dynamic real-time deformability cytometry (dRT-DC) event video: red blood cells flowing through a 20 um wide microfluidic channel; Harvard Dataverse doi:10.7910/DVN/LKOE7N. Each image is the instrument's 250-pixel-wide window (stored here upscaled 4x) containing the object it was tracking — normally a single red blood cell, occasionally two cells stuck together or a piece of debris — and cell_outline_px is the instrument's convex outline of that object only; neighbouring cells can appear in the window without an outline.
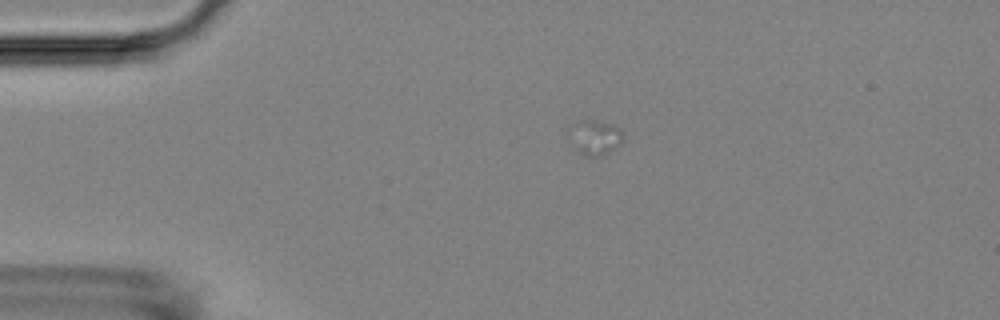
{"species": "Egyptian fruit bat (a non-hibernating species)", "species_latin": "Rousettus aegyptiacus", "temperature_condition": "room temperature", "stored_images_in_passage": 4, "camera_frame_rate_fps": 3000, "um_per_image_px": 0.085, "animal": {"sex": "female"}, "frame": {"image": 1, "passage_image": 1, "time_ms": 0.0, "image_size_px": [1000, 320], "cell_outline_px": [[624, 140], [620, 144], [608, 152], [596, 156], [588, 156], [580, 152], [576, 148], [568, 136], [568, 128], [572, 124], [580, 120], [592, 120], [616, 124], [620, 128], [624, 136]], "centroid_in_image_um": [50.58, 11.63], "position_along_channel_um": 34.4, "area_um2": 11.04}}